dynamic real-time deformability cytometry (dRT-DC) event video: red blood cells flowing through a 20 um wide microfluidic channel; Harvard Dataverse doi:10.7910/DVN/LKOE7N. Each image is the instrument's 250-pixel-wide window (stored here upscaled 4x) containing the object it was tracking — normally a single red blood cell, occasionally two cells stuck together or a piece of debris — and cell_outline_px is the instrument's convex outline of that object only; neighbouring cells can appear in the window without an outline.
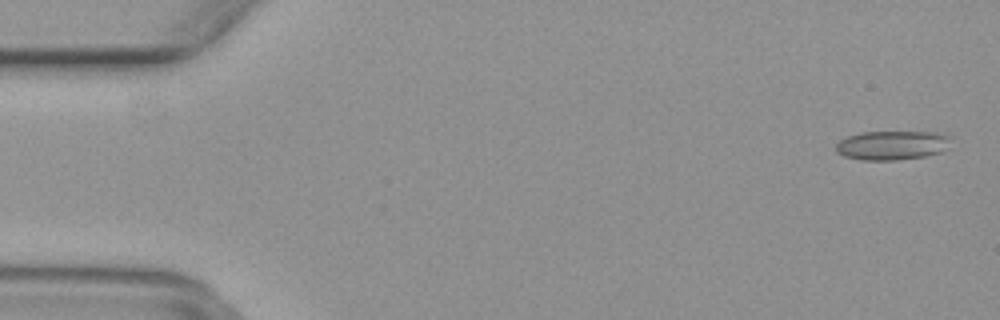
{"species": "common noctule bat (a hibernating species)", "species_latin": "Nyctalus noctula", "temperature_condition": "warm", "stored_images_in_passage": 50, "camera_frame_rate_fps": 3000, "um_per_image_px": 0.085, "animal": {"sex": "female", "body_mass_g": 29.2, "forearm_length_mm": 56.3}, "frame": {"image": 1, "passage_image": 2, "time_ms": 0.333, "image_size_px": [1000, 320], "cell_outline_px": [[948, 136], [940, 152], [924, 156], [896, 160], [860, 160], [844, 156], [836, 152], [836, 144], [840, 140], [848, 136], [860, 132], [936, 132]], "centroid_in_image_um": [75.7, 12.35], "position_along_channel_um": 9.3, "area_um2": 19.07}}
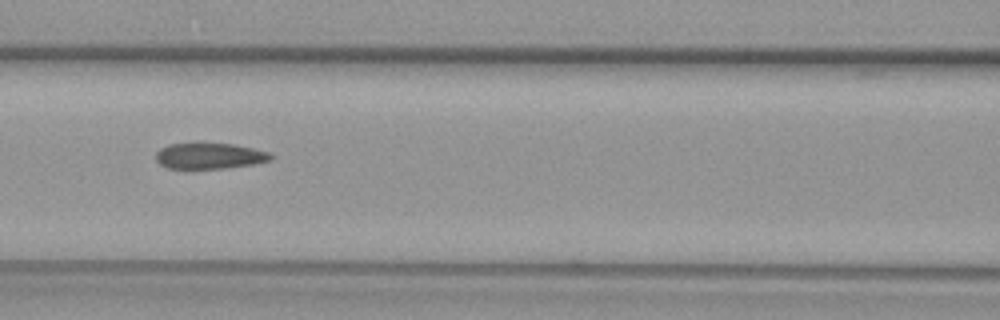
{"frame": {"image": 2, "passage_image": 22, "time_ms": 7.0, "image_size_px": [1000, 320], "cell_outline_px": [[276, 156], [272, 160], [256, 164], [228, 168], [168, 168], [160, 164], [156, 160], [156, 152], [160, 148], [168, 144], [196, 140], [200, 140], [232, 144], [252, 148], [268, 152]], "centroid_in_image_um": [17.81, 13.2], "position_along_channel_um": 148.8, "area_um2": 18.26}}
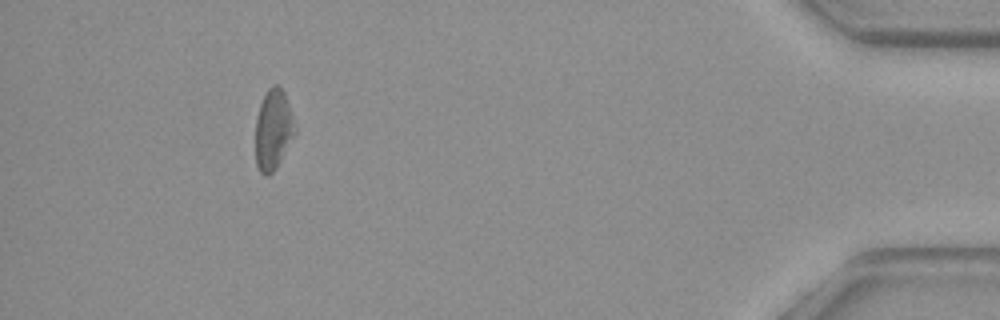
{"frame": {"image": 3, "passage_image": 46, "time_ms": 15.0, "image_size_px": [1000, 320], "cell_outline_px": [[296, 136], [276, 168], [268, 176], [264, 176], [260, 172], [256, 164], [256, 120], [260, 104], [268, 88], [272, 84], [276, 84], [284, 92], [292, 116], [296, 132]], "centroid_in_image_um": [23.23, 11.06], "position_along_channel_um": 412.0, "area_um2": 18.5}}